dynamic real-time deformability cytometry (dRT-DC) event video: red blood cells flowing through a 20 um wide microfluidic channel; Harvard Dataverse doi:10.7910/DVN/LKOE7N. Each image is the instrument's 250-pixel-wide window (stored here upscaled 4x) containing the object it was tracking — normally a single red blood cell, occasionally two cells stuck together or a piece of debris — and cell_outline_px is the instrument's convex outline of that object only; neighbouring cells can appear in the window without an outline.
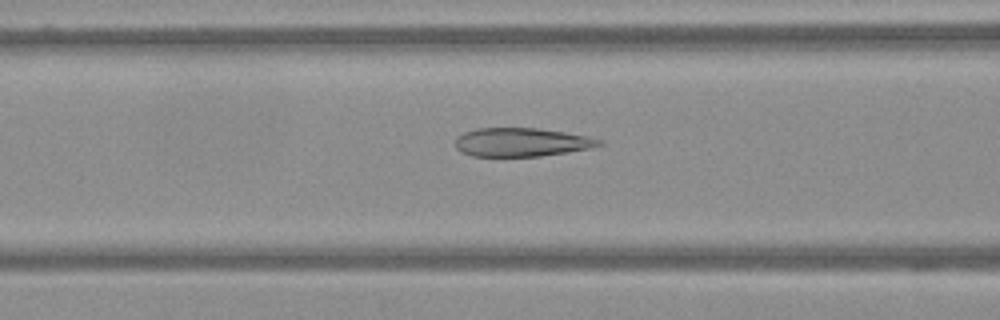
{"species": "Egyptian fruit bat (a non-hibernating species)", "species_latin": "Rousettus aegyptiacus", "temperature_condition": "warm", "stored_images_in_passage": 62, "camera_frame_rate_fps": 3000, "um_per_image_px": 0.085, "frame": {"image": 1, "passage_image": 26, "time_ms": 8.333, "image_size_px": [1000, 320], "cell_outline_px": [[604, 144], [592, 148], [540, 156], [472, 156], [460, 152], [456, 148], [456, 136], [464, 132], [476, 128], [540, 128], [564, 132], [604, 140]], "centroid_in_image_um": [44.31, 12.08], "position_along_channel_um": 122.3, "area_um2": 24.04}}
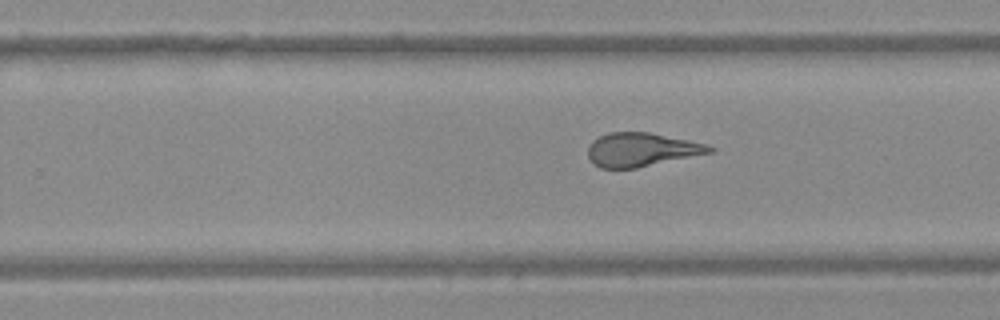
{"frame": {"image": 2, "passage_image": 40, "time_ms": 13.0, "image_size_px": [1000, 320], "cell_outline_px": [[716, 148], [712, 152], [636, 168], [600, 168], [592, 164], [588, 156], [588, 148], [592, 140], [608, 132], [648, 132], [708, 144]], "centroid_in_image_um": [54.5, 12.72], "position_along_channel_um": 275.3, "area_um2": 23.81}}
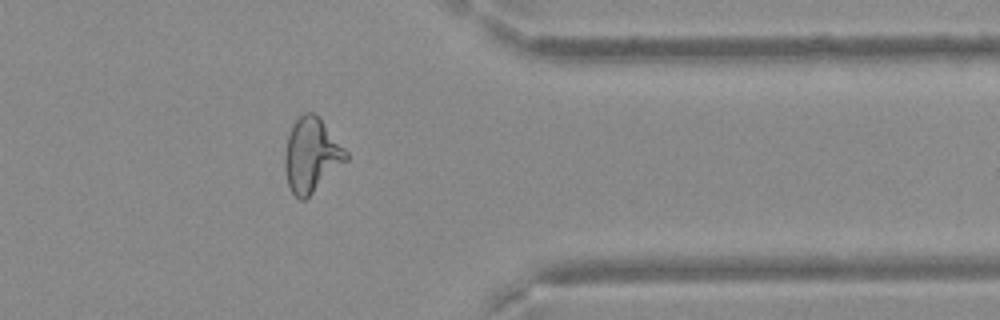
{"frame": {"image": 3, "passage_image": 51, "time_ms": 16.667, "image_size_px": [1000, 320], "cell_outline_px": [[348, 160], [304, 200], [300, 200], [292, 192], [288, 184], [284, 168], [284, 152], [288, 136], [292, 124], [304, 112], [316, 112], [348, 152]], "centroid_in_image_um": [26.47, 13.15], "position_along_channel_um": 384.9, "area_um2": 26.47}}